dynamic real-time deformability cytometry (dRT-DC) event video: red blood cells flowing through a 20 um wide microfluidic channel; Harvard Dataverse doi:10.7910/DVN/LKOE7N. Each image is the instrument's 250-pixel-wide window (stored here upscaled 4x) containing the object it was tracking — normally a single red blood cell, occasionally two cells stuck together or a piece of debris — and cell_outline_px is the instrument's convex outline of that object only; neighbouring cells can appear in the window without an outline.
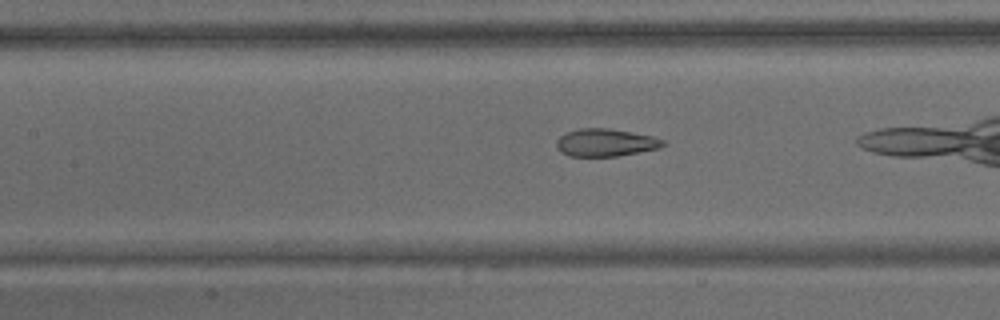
{"species": "common noctule bat (a hibernating species)", "species_latin": "Nyctalus noctula", "temperature_condition": "warm", "stored_images_in_passage": 31, "camera_frame_rate_fps": 3000, "um_per_image_px": 0.085, "animal": {"sex": "male", "body_mass_g": 15.6}, "frame": {"image": 1, "passage_image": 10, "time_ms": 3.0, "image_size_px": [1000, 320], "cell_outline_px": [[668, 144], [660, 148], [616, 156], [568, 156], [560, 152], [556, 148], [556, 140], [560, 136], [568, 132], [580, 128], [608, 128], [632, 132], [652, 136], [664, 140]], "centroid_in_image_um": [51.47, 12.12], "position_along_channel_um": 155.9, "area_um2": 17.22}}
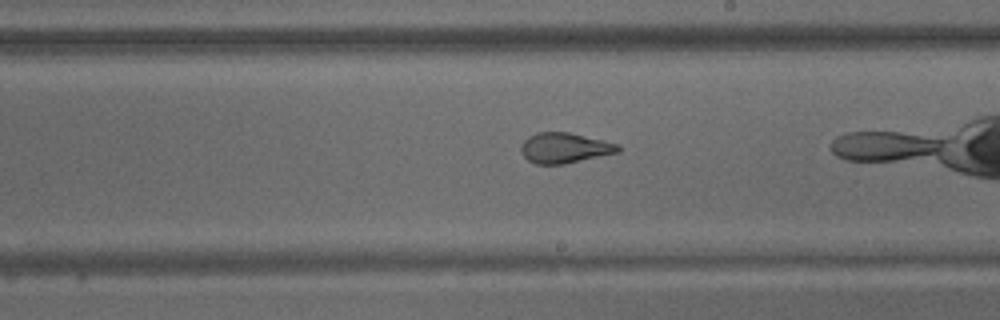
{"frame": {"image": 2, "passage_image": 18, "time_ms": 5.667, "image_size_px": [1000, 320], "cell_outline_px": [[620, 152], [564, 164], [536, 164], [528, 160], [520, 152], [520, 148], [524, 140], [528, 136], [536, 132], [568, 132], [620, 144]], "centroid_in_image_um": [47.98, 12.57], "position_along_channel_um": 241.0, "area_um2": 17.22}}